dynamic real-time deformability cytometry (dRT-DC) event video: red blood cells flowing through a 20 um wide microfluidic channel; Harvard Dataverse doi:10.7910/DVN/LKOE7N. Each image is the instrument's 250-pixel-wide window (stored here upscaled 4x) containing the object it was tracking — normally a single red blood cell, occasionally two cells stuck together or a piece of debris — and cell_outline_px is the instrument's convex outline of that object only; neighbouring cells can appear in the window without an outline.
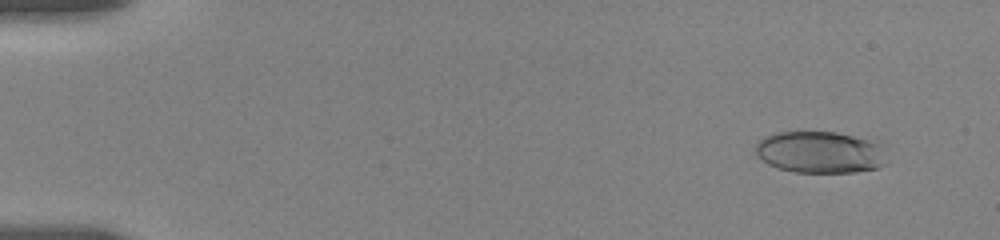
{"species": "human", "species_latin": "Homo sapiens", "temperature_condition": "room temperature", "stored_images_in_passage": 56, "camera_frame_rate_fps": 3000, "um_per_image_px": 0.085, "donor": {"sex": "female"}, "frame": {"image": 1, "passage_image": 5, "time_ms": 1.333, "image_size_px": [1000, 240], "cell_outline_px": [[884, 164], [876, 168], [856, 172], [792, 172], [768, 164], [756, 156], [756, 144], [764, 136], [772, 132], [836, 132], [868, 140], [880, 144]], "centroid_in_image_um": [69.62, 12.94], "position_along_channel_um": 15.4, "area_um2": 31.62}}
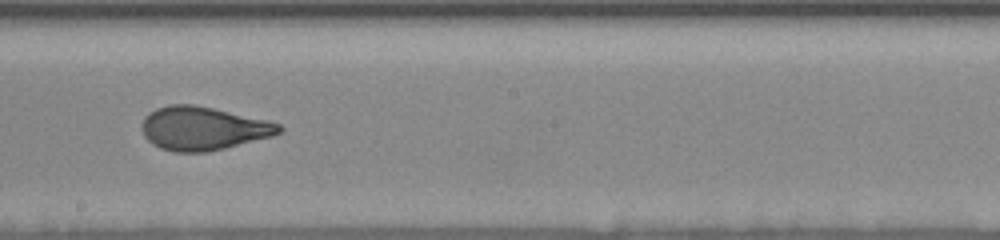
{"frame": {"image": 2, "passage_image": 33, "time_ms": 10.667, "image_size_px": [1000, 240], "cell_outline_px": [[284, 128], [280, 132], [272, 136], [208, 152], [172, 152], [160, 148], [152, 144], [144, 136], [144, 116], [148, 112], [156, 108], [168, 104], [192, 104], [212, 108], [268, 120], [280, 124]], "centroid_in_image_um": [17.26, 10.91], "position_along_channel_um": 230.9, "area_um2": 34.62}}
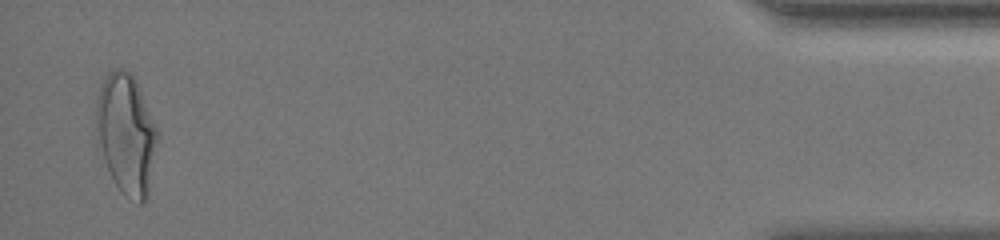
{"frame": {"image": 3, "passage_image": 55, "time_ms": 18.0, "image_size_px": [1000, 240], "cell_outline_px": [[156, 144], [148, 200], [144, 204], [140, 204], [124, 196], [116, 184], [104, 160], [96, 128], [96, 100], [100, 84], [108, 72], [112, 68], [124, 68], [132, 72], [136, 80], [156, 128]], "centroid_in_image_um": [10.72, 11.37], "position_along_channel_um": 424.5, "area_um2": 42.66}, "authors_computed_cell_mechanics": {"area_um2": 34.5933, "velocity_mm_per_s": 3.6444, "shape_relaxation_time_tau1_ms": 6.1143, "shape_relaxation_time_tau2_ms": 0.8654, "deformation_change_tau1": 0.2069, "deformation_change_tau2": 0.0705}}